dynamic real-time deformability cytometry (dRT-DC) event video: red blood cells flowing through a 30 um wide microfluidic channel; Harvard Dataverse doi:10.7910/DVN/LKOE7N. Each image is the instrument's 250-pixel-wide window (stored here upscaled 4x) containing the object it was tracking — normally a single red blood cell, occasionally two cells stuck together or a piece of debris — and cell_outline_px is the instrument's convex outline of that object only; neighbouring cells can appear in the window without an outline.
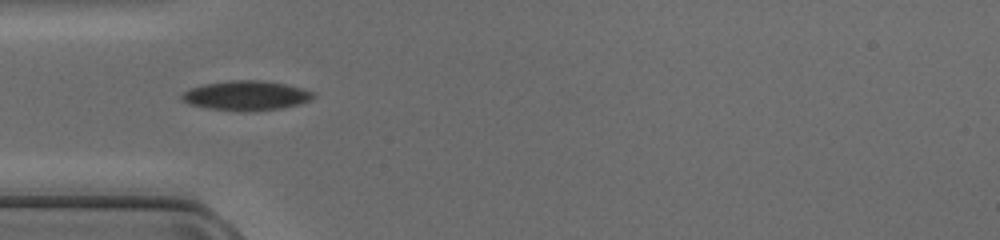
{"species": "common noctule bat (a hibernating species)", "species_latin": "Nyctalus noctula", "temperature_condition": "cold", "stored_images_in_passage": 30, "camera_frame_rate_fps": 3000, "um_per_image_px": 0.085, "animal": {"sex": "female", "body_mass_g": 17.0, "forearm_length_mm": 48.0}, "frame": {"image": 1, "passage_image": 1, "time_ms": 0.0, "image_size_px": [1000, 240], "cell_outline_px": [[316, 96], [312, 100], [280, 108], [248, 112], [208, 108], [192, 104], [184, 100], [180, 96], [184, 92], [192, 88], [204, 84], [232, 80], [264, 80], [288, 84], [304, 88], [316, 92]], "centroid_in_image_um": [21.02, 8.11], "position_along_channel_um": 64.0, "area_um2": 22.66}}
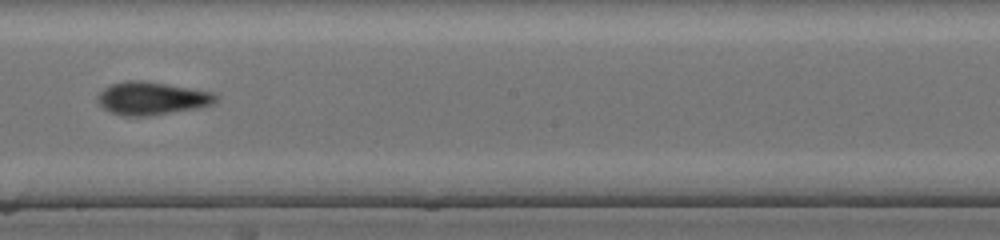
{"frame": {"image": 2, "passage_image": 13, "time_ms": 4.0, "image_size_px": [1000, 240], "cell_outline_px": [[216, 100], [212, 104], [200, 108], [148, 116], [120, 116], [104, 108], [96, 100], [96, 96], [104, 88], [112, 84], [124, 80], [140, 80], [212, 92], [216, 96]], "centroid_in_image_um": [12.86, 8.37], "position_along_channel_um": 235.3, "area_um2": 22.54}}
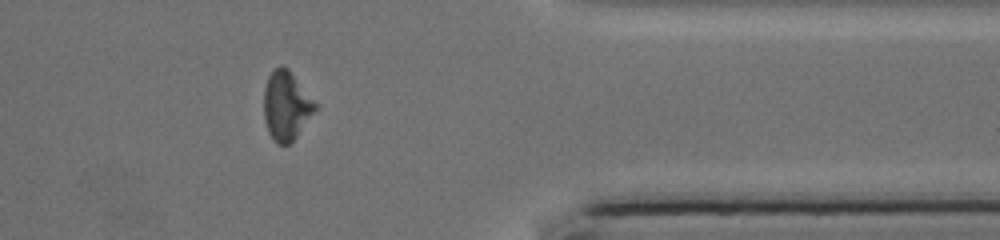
{"frame": {"image": 3, "passage_image": 25, "time_ms": 8.0, "image_size_px": [1000, 240], "cell_outline_px": [[320, 108], [292, 144], [276, 144], [268, 132], [264, 116], [264, 88], [268, 76], [280, 64], [288, 68], [320, 104]], "centroid_in_image_um": [24.41, 9.01], "position_along_channel_um": 387.0, "area_um2": 21.56}}